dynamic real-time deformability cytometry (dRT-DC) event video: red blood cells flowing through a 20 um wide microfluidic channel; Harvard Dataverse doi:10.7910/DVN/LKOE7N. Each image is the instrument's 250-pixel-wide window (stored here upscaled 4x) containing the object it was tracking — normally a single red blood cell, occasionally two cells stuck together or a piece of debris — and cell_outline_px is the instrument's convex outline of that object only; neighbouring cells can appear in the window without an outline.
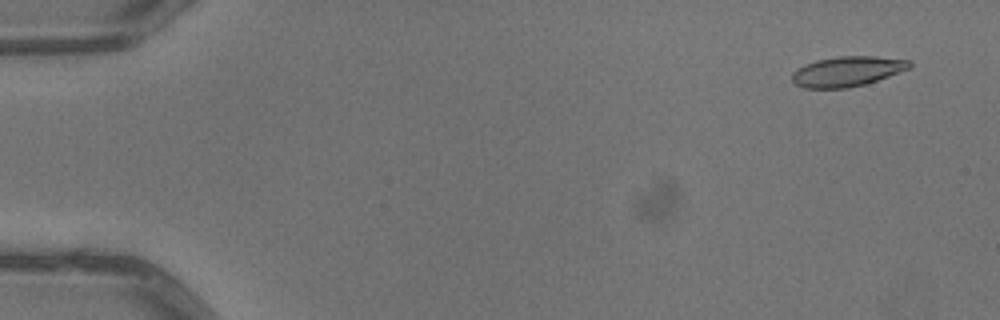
{"species": "common noctule bat (a hibernating species)", "species_latin": "Nyctalus noctula", "temperature_condition": "warm", "stored_images_in_passage": 5, "camera_frame_rate_fps": 3000, "um_per_image_px": 0.085, "animal": {"sex": "male", "body_mass_g": 13.3}, "frame": {"image": 1, "passage_image": 1, "time_ms": 0.0, "image_size_px": [1000, 320], "cell_outline_px": [[912, 64], [908, 68], [888, 76], [864, 84], [848, 88], [804, 88], [796, 84], [792, 80], [792, 72], [796, 68], [804, 64], [816, 60], [840, 56], [876, 56], [912, 60]], "centroid_in_image_um": [71.98, 6.06], "position_along_channel_um": 13.0, "area_um2": 20.52}}
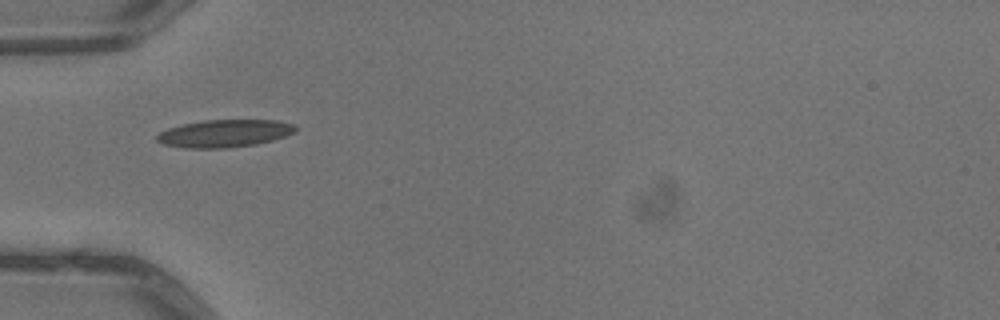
{"frame": {"image": 2, "passage_image": 5, "time_ms": 1.333, "image_size_px": [1000, 320], "cell_outline_px": [[296, 132], [272, 140], [256, 144], [228, 148], [184, 148], [164, 144], [156, 140], [156, 136], [160, 132], [168, 128], [184, 124], [204, 120], [276, 120], [296, 124]], "centroid_in_image_um": [19.1, 11.34], "position_along_channel_um": 65.9, "area_um2": 22.25}}